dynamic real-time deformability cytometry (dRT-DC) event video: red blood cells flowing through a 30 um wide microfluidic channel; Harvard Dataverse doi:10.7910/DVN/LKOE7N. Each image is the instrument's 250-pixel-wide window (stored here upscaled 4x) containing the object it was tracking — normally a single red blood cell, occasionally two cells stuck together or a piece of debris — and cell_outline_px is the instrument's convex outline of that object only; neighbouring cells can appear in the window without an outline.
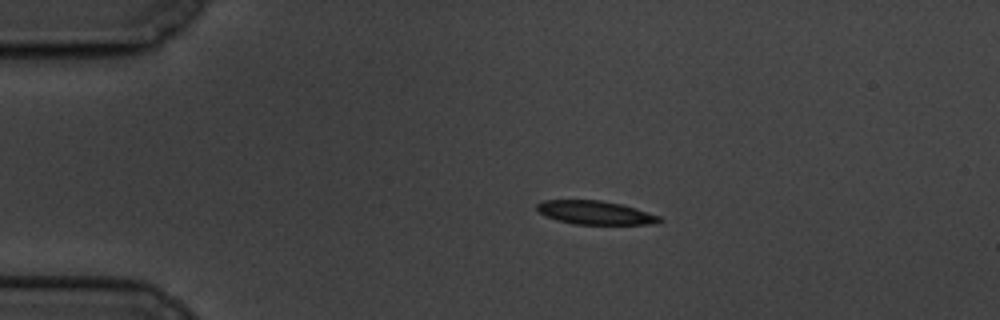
{"species": "common noctule bat (a hibernating species)", "species_latin": "Nyctalus noctula", "temperature_condition": "cold", "stored_images_in_passage": 4, "camera_frame_rate_fps": 3000, "um_per_image_px": 0.085, "animal": {"sex": "male", "body_mass_g": 19.5, "forearm_length_mm": 54.6}, "frame": {"image": 1, "passage_image": 1, "time_ms": 0.0, "image_size_px": [1000, 320], "cell_outline_px": [[664, 220], [656, 224], [576, 224], [556, 220], [544, 216], [536, 208], [536, 204], [544, 200], [600, 200], [620, 204], [636, 208], [660, 216]], "centroid_in_image_um": [50.6, 18.08], "position_along_channel_um": 34.4, "area_um2": 16.88}}
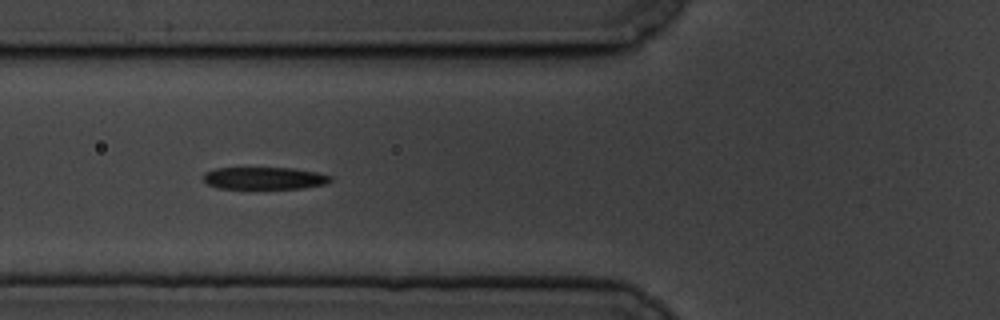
{"frame": {"image": 2, "passage_image": 3, "time_ms": 3.333, "image_size_px": [1000, 320], "cell_outline_px": [[332, 180], [328, 184], [304, 188], [216, 188], [208, 184], [204, 180], [204, 172], [216, 168], [292, 168], [316, 172], [332, 176]], "centroid_in_image_um": [22.5, 15.14], "position_along_channel_um": 103.3, "area_um2": 16.47}}
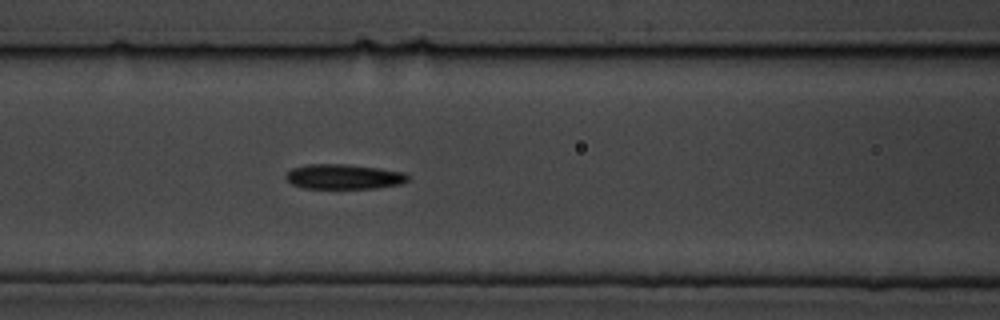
{"frame": {"image": 3, "passage_image": 4, "time_ms": 4.333, "image_size_px": [1000, 320], "cell_outline_px": [[408, 180], [400, 184], [376, 188], [304, 188], [292, 184], [284, 176], [292, 168], [308, 164], [344, 164], [380, 168], [404, 172], [408, 176]], "centroid_in_image_um": [29.22, 15.01], "position_along_channel_um": 137.4, "area_um2": 17.63}}